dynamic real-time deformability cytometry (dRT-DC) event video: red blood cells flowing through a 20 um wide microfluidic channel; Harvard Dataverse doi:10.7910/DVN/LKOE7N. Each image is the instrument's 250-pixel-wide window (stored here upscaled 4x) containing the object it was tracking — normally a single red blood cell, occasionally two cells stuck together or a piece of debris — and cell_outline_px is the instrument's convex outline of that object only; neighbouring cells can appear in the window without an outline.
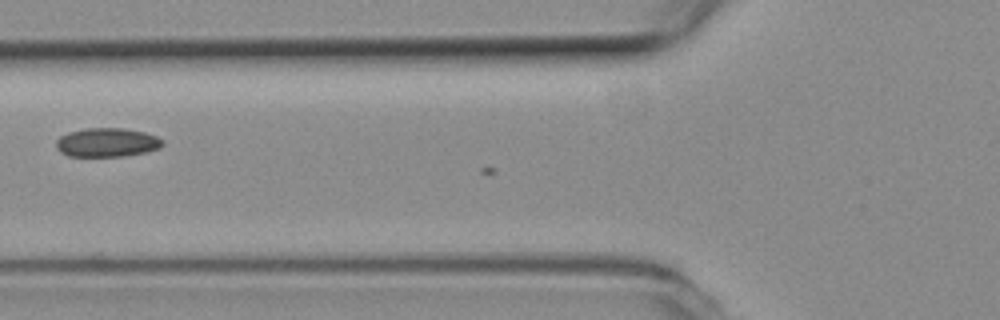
{"species": "common noctule bat (a hibernating species)", "species_latin": "Nyctalus noctula", "temperature_condition": "room temperature", "stored_images_in_passage": 10, "camera_frame_rate_fps": 3000, "um_per_image_px": 0.085, "animal": {"sex": "female", "body_mass_g": 19.3, "forearm_length_mm": 54.1}, "frame": {"image": 1, "passage_image": 8, "time_ms": 2.333, "image_size_px": [1000, 320], "cell_outline_px": [[164, 144], [160, 148], [144, 152], [124, 156], [68, 156], [60, 152], [56, 148], [56, 140], [60, 136], [68, 132], [84, 128], [124, 128], [144, 132], [156, 136], [164, 140]], "centroid_in_image_um": [9.08, 12.1], "position_along_channel_um": 116.7, "area_um2": 18.03}}